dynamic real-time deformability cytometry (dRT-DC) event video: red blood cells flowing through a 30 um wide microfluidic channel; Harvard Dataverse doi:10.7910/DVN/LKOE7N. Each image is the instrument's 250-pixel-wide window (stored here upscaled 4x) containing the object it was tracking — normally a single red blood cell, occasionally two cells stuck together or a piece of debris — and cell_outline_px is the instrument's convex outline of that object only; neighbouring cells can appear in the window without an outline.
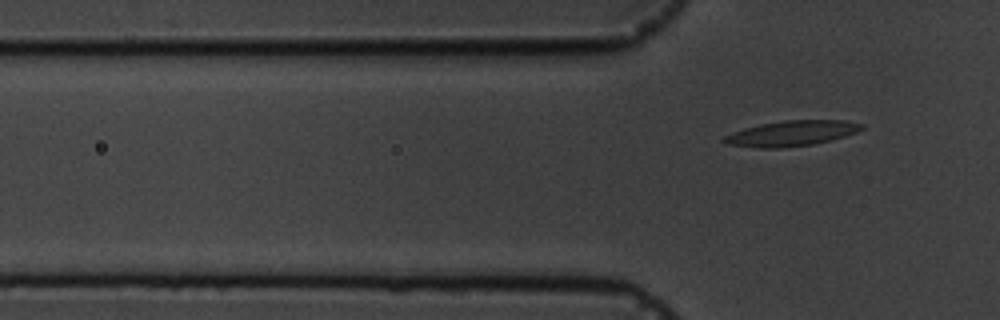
{"species": "common noctule bat (a hibernating species)", "species_latin": "Nyctalus noctula", "temperature_condition": "cold", "stored_images_in_passage": 7, "camera_frame_rate_fps": 3000, "um_per_image_px": 0.085, "animal": {"sex": "male", "body_mass_g": 19.5, "forearm_length_mm": 54.6}, "frame": {"image": 1, "passage_image": 7, "time_ms": 7.667, "image_size_px": [1000, 320], "cell_outline_px": [[864, 128], [856, 132], [832, 140], [812, 144], [780, 148], [756, 148], [728, 144], [720, 140], [724, 136], [732, 132], [744, 128], [760, 124], [784, 120], [844, 120], [864, 124]], "centroid_in_image_um": [67.26, 11.33], "position_along_channel_um": 58.5, "area_um2": 20.4}}